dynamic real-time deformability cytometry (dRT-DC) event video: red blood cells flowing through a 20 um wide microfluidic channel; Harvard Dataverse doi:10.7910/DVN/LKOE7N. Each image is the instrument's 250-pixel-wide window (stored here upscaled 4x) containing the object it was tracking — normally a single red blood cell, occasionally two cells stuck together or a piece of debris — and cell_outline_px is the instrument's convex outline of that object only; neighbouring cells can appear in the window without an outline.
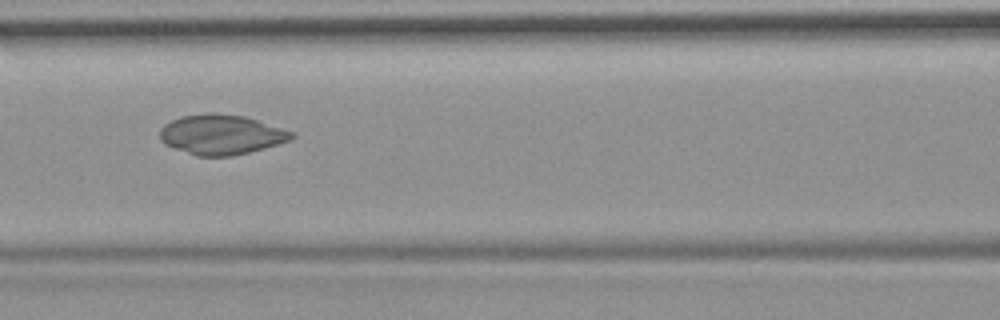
{"species": "common noctule bat (a hibernating species)", "species_latin": "Nyctalus noctula", "temperature_condition": "room temperature", "stored_images_in_passage": 54, "camera_frame_rate_fps": 3000, "um_per_image_px": 0.085, "animal": {"sex": "female", "body_mass_g": 19.9}, "frame": {"image": 1, "passage_image": 24, "time_ms": 7.667, "image_size_px": [1000, 320], "cell_outline_px": [[296, 136], [292, 140], [264, 148], [232, 156], [196, 156], [164, 144], [160, 140], [160, 128], [164, 124], [180, 116], [208, 112], [216, 112], [244, 116], [296, 132]], "centroid_in_image_um": [18.82, 11.43], "position_along_channel_um": 147.8, "area_um2": 30.92}}